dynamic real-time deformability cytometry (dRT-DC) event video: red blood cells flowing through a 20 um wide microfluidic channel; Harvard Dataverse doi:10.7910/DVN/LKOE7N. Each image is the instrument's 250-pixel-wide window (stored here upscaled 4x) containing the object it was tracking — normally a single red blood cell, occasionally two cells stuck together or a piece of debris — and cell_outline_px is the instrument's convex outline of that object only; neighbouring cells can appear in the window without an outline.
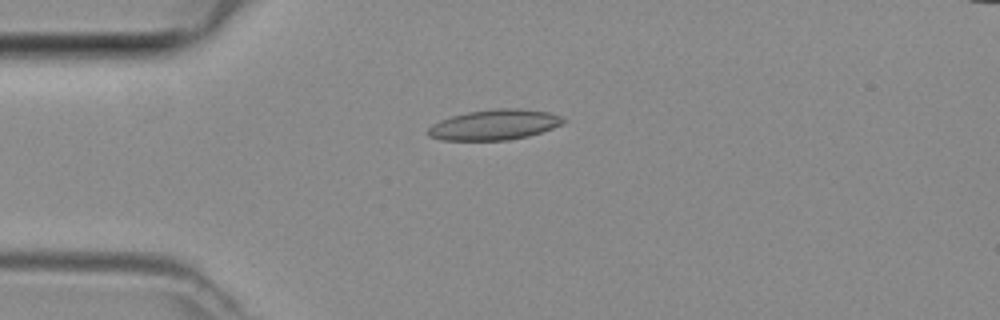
{"species": "common noctule bat (a hibernating species)", "species_latin": "Nyctalus noctula", "temperature_condition": "room temperature", "stored_images_in_passage": 3, "camera_frame_rate_fps": 3000, "um_per_image_px": 0.085, "animal": {"sex": "female", "body_mass_g": 29.2, "forearm_length_mm": 56.3}, "frame": {"image": 1, "passage_image": 3, "time_ms": 0.667, "image_size_px": [1000, 320], "cell_outline_px": [[564, 120], [560, 124], [552, 128], [528, 136], [508, 140], [440, 140], [428, 136], [424, 132], [432, 124], [440, 120], [452, 116], [468, 112], [496, 108], [520, 108], [548, 112], [560, 116]], "centroid_in_image_um": [41.95, 10.6], "position_along_channel_um": 43.0, "area_um2": 23.87}}